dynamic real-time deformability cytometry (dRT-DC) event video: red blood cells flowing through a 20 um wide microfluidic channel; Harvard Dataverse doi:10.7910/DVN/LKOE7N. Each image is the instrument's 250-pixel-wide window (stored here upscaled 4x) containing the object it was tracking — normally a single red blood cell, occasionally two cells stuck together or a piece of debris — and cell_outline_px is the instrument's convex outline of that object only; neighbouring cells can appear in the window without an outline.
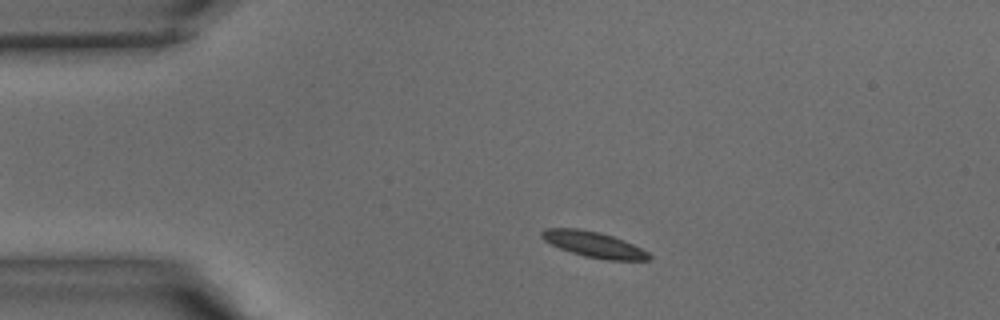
{"species": "common noctule bat (a hibernating species)", "species_latin": "Nyctalus noctula", "temperature_condition": "warm", "stored_images_in_passage": 8, "camera_frame_rate_fps": 3000, "um_per_image_px": 0.085, "animal": {"sex": "male", "body_mass_g": 15.6}, "frame": {"image": 1, "passage_image": 4, "time_ms": 1.0, "image_size_px": [1000, 320], "cell_outline_px": [[652, 260], [608, 260], [584, 256], [560, 248], [544, 240], [540, 236], [540, 232], [544, 228], [576, 228], [596, 232], [612, 236], [624, 240], [648, 252], [652, 256]], "centroid_in_image_um": [50.47, 20.78], "position_along_channel_um": 34.5, "area_um2": 15.9}}